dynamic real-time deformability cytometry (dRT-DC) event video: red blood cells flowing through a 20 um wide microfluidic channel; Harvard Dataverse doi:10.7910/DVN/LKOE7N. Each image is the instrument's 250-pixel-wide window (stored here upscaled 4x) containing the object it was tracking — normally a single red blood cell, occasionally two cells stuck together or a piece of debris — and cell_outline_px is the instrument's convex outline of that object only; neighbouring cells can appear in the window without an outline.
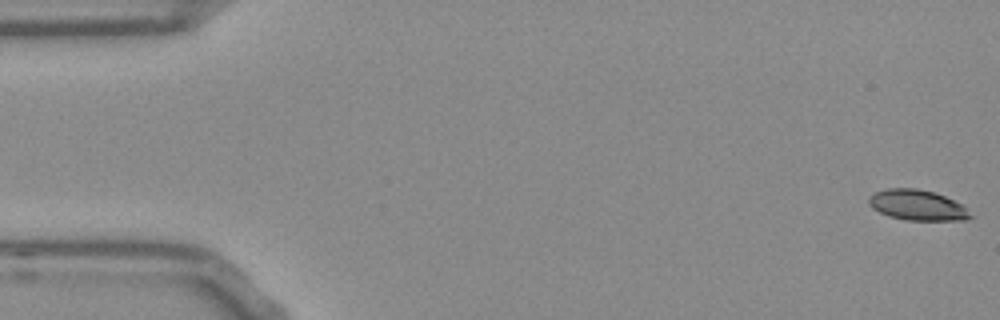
{"species": "Egyptian fruit bat (a non-hibernating species)", "species_latin": "Rousettus aegyptiacus", "temperature_condition": "room temperature", "stored_images_in_passage": 53, "camera_frame_rate_fps": 3000, "um_per_image_px": 0.085, "frame": {"image": 1, "passage_image": 1, "time_ms": 0.0, "image_size_px": [1000, 320], "cell_outline_px": [[972, 216], [964, 220], [908, 220], [888, 216], [872, 208], [868, 204], [868, 196], [876, 192], [888, 188], [916, 188], [932, 192], [944, 196], [960, 204]], "centroid_in_image_um": [77.9, 17.43], "position_along_channel_um": 7.1, "area_um2": 17.74}}
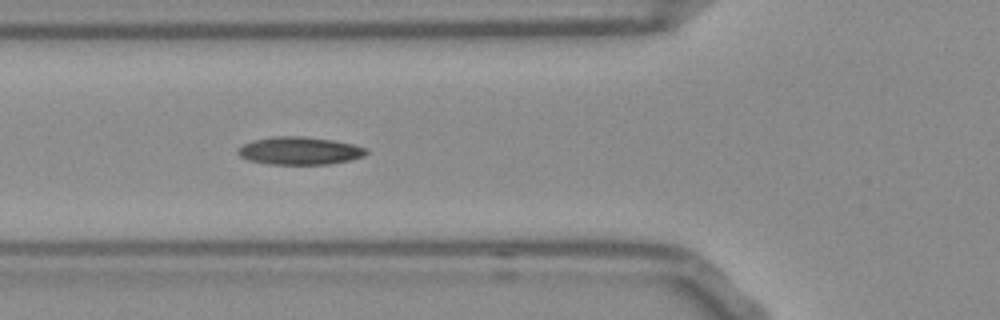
{"frame": {"image": 2, "passage_image": 19, "time_ms": 6.0, "image_size_px": [1000, 320], "cell_outline_px": [[368, 152], [364, 156], [348, 160], [328, 164], [268, 164], [248, 160], [240, 156], [236, 152], [244, 144], [252, 140], [272, 136], [304, 136], [332, 140], [352, 144], [368, 148]], "centroid_in_image_um": [25.46, 12.81], "position_along_channel_um": 100.3, "area_um2": 20.75}}
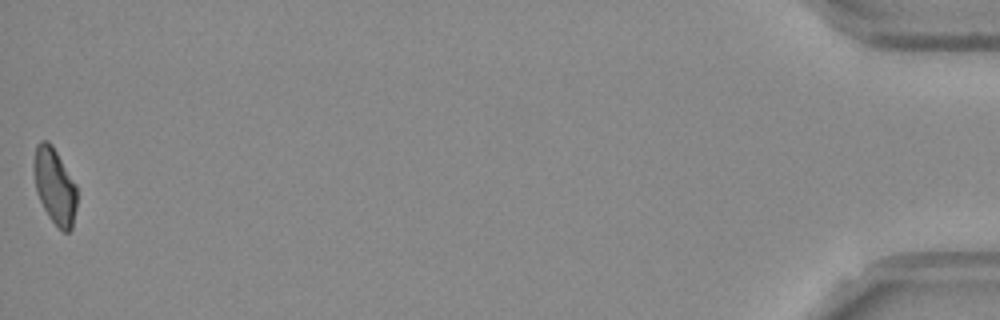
{"frame": {"image": 3, "passage_image": 53, "time_ms": 17.333, "image_size_px": [1000, 320], "cell_outline_px": [[76, 208], [72, 228], [68, 232], [64, 232], [48, 216], [36, 192], [32, 164], [36, 144], [40, 140], [48, 140], [52, 144], [76, 184]], "centroid_in_image_um": [4.63, 15.77], "position_along_channel_um": 430.6, "area_um2": 19.19}, "authors_computed_cell_mechanics": {"area_um2": 19.7098, "velocity_mm_per_s": 3.8242, "shape_relaxation_time_tau1_ms": null, "shape_relaxation_time_tau2_ms": 3.0561, "deformation_change_tau1": null, "deformation_change_tau2": 0.1045}}